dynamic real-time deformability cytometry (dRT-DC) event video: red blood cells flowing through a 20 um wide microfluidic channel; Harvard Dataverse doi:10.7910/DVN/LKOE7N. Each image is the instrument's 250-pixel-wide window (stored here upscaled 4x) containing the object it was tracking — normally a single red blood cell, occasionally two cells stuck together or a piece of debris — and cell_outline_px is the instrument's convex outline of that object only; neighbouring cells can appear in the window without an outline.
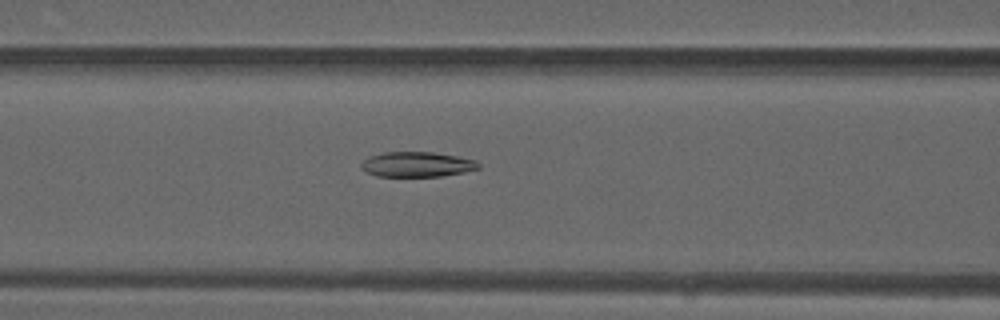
{"species": "common noctule bat (a hibernating species)", "species_latin": "Nyctalus noctula", "temperature_condition": "warm", "stored_images_in_passage": 45, "camera_frame_rate_fps": 3000, "um_per_image_px": 0.085, "animal": {"sex": "male", "forearm_length_mm": 52.5}, "frame": {"image": 1, "passage_image": 16, "time_ms": 5.0, "image_size_px": [1000, 320], "cell_outline_px": [[480, 168], [464, 172], [440, 176], [376, 176], [368, 172], [360, 164], [368, 156], [384, 152], [432, 152], [456, 156], [476, 160], [480, 164]], "centroid_in_image_um": [35.46, 13.96], "position_along_channel_um": 131.1, "area_um2": 16.99}}
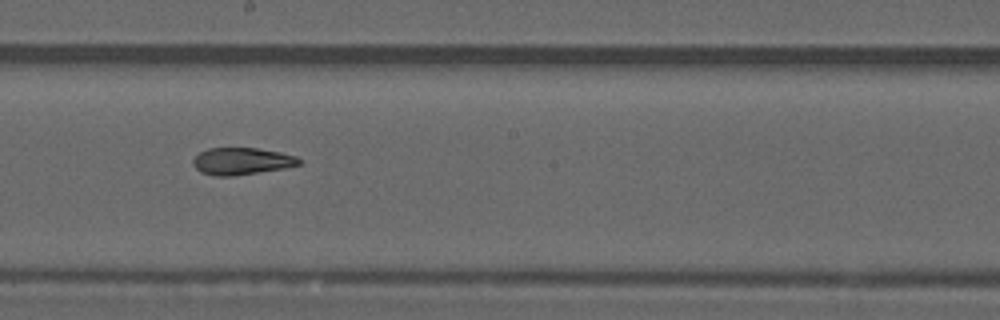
{"frame": {"image": 2, "passage_image": 23, "time_ms": 7.333, "image_size_px": [1000, 320], "cell_outline_px": [[300, 164], [284, 168], [232, 176], [216, 176], [200, 172], [192, 164], [192, 160], [200, 152], [208, 148], [256, 148], [280, 152], [296, 156], [300, 160]], "centroid_in_image_um": [20.51, 13.7], "position_along_channel_um": 227.7, "area_um2": 16.59}}
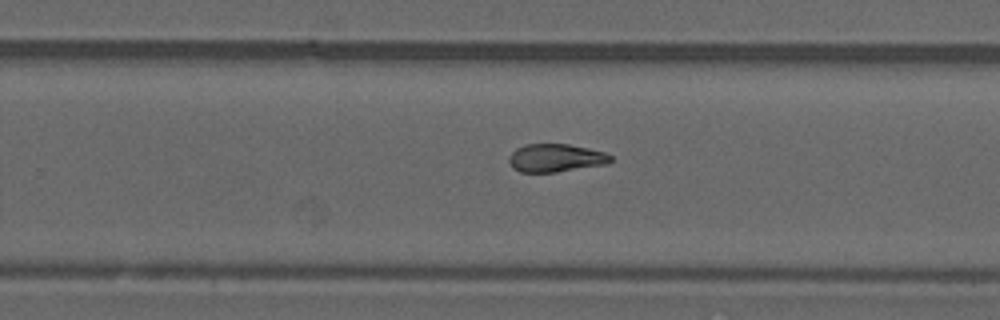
{"frame": {"image": 3, "passage_image": 27, "time_ms": 8.667, "image_size_px": [1000, 320], "cell_outline_px": [[612, 160], [608, 164], [556, 172], [520, 172], [512, 168], [508, 160], [508, 156], [516, 148], [524, 144], [568, 144], [588, 148], [604, 152], [612, 156]], "centroid_in_image_um": [47.21, 13.42], "position_along_channel_um": 282.6, "area_um2": 16.76}, "authors_computed_cell_mechanics": {"area_um2": 17.6868, "velocity_mm_per_s": 4.1439, "shape_relaxation_time_tau1_ms": null, "shape_relaxation_time_tau2_ms": 1.3785, "deformation_change_tau1": null, "deformation_change_tau2": 0.0599}}